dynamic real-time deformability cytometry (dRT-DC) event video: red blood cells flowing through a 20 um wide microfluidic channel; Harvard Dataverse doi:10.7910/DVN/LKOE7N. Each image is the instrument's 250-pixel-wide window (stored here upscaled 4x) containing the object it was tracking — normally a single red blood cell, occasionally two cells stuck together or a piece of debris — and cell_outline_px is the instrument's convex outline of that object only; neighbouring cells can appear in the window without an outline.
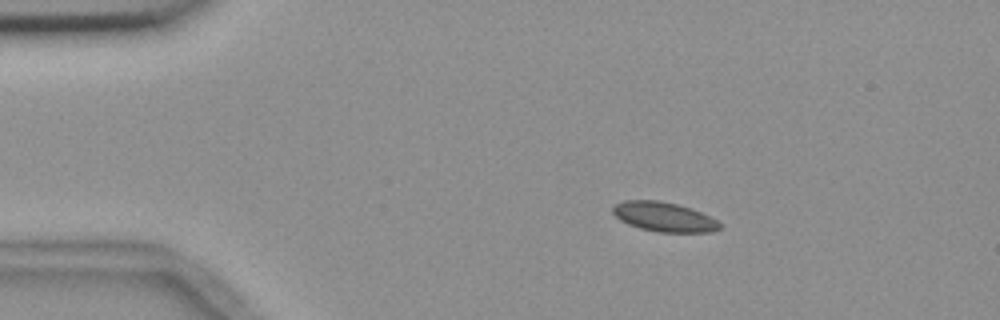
{"species": "common noctule bat (a hibernating species)", "species_latin": "Nyctalus noctula", "temperature_condition": "room temperature", "stored_images_in_passage": 47, "camera_frame_rate_fps": 3000, "um_per_image_px": 0.085, "animal": {"sex": "female", "body_mass_g": 18.4}, "frame": {"image": 1, "passage_image": 1, "time_ms": 0.0, "image_size_px": [1000, 320], "cell_outline_px": [[724, 228], [712, 232], [656, 232], [640, 228], [628, 224], [620, 220], [612, 212], [612, 208], [616, 204], [624, 200], [660, 200], [692, 208], [724, 224]], "centroid_in_image_um": [56.47, 18.44], "position_along_channel_um": 28.5, "area_um2": 18.55}}
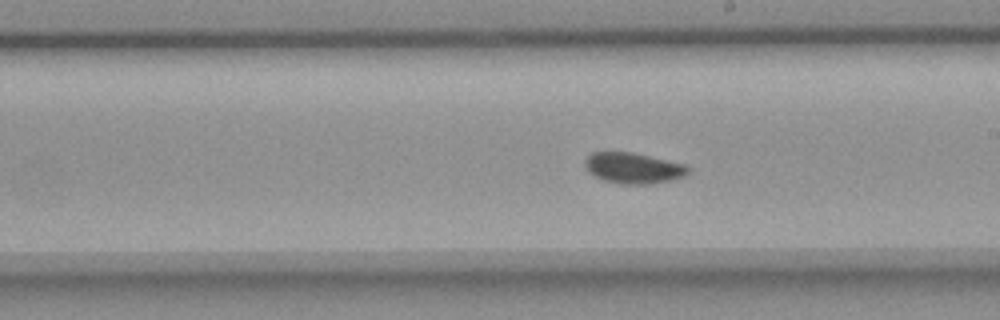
{"frame": {"image": 2, "passage_image": 23, "time_ms": 7.333, "image_size_px": [1000, 320], "cell_outline_px": [[688, 172], [684, 176], [672, 180], [652, 184], [620, 184], [604, 180], [588, 172], [584, 164], [584, 160], [592, 152], [632, 152], [684, 164], [688, 168]], "centroid_in_image_um": [53.8, 14.29], "position_along_channel_um": 235.2, "area_um2": 18.44}}
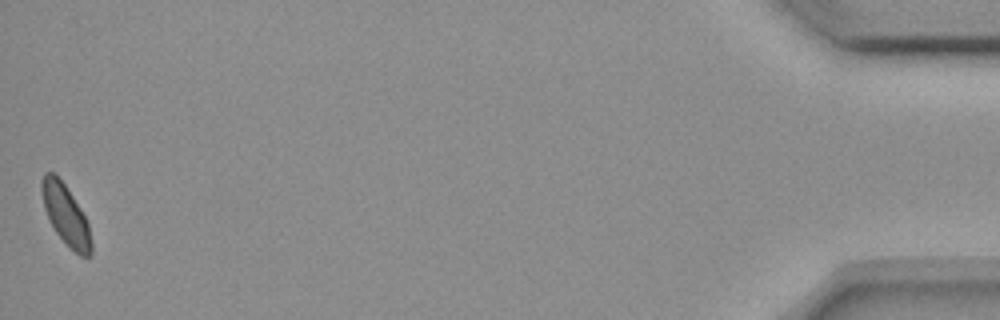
{"frame": {"image": 3, "passage_image": 47, "time_ms": 15.333, "image_size_px": [1000, 320], "cell_outline_px": [[92, 252], [88, 256], [80, 256], [56, 232], [48, 220], [44, 208], [40, 188], [40, 180], [44, 172], [56, 172], [80, 208], [88, 224], [92, 244]], "centroid_in_image_um": [5.54, 18.2], "position_along_channel_um": 429.7, "area_um2": 17.22}, "authors_computed_cell_mechanics": {"area_um2": 18.3804, "velocity_mm_per_s": 3.6169, "shape_relaxation_time_tau1_ms": 4.4155, "shape_relaxation_time_tau2_ms": null, "deformation_change_tau1": 0.0568, "deformation_change_tau2": null}}